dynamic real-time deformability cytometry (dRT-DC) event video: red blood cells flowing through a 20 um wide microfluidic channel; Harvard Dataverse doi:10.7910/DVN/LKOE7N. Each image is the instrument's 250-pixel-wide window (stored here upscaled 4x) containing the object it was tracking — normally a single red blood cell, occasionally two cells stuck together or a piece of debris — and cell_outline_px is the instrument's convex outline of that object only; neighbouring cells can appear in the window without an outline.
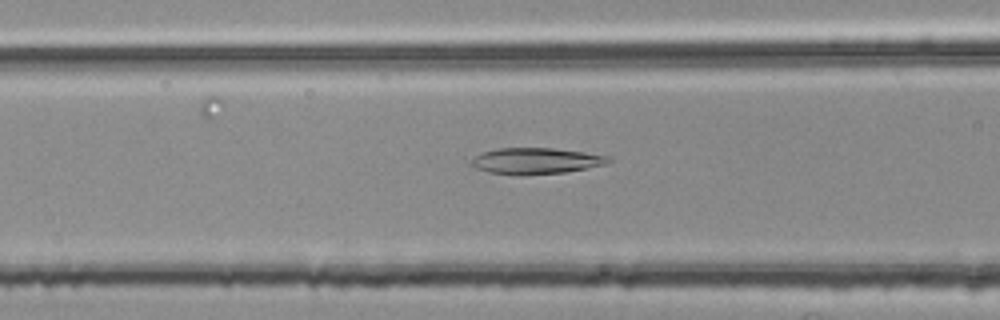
{"species": "common noctule bat (a hibernating species)", "species_latin": "Nyctalus noctula", "temperature_condition": "room temperature", "stored_images_in_passage": 31, "camera_frame_rate_fps": 3000, "um_per_image_px": 0.085, "animal": {"sex": "female", "body_mass_g": 25.1}, "frame": {"image": 1, "passage_image": 7, "time_ms": 2.0, "image_size_px": [1000, 320], "cell_outline_px": [[612, 160], [604, 164], [588, 168], [564, 172], [488, 172], [476, 168], [468, 164], [472, 156], [496, 148], [552, 148], [584, 152], [612, 156]], "centroid_in_image_um": [45.56, 13.62], "position_along_channel_um": 121.0, "area_um2": 20.11}}
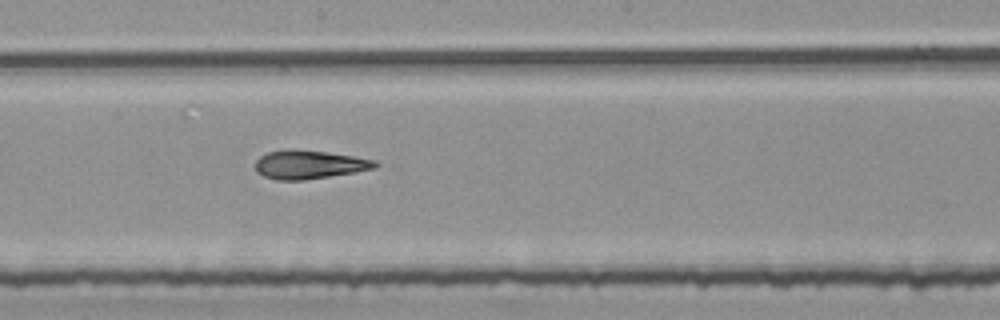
{"frame": {"image": 2, "passage_image": 15, "time_ms": 4.667, "image_size_px": [1000, 320], "cell_outline_px": [[380, 164], [376, 168], [304, 180], [276, 180], [264, 176], [256, 172], [256, 160], [260, 156], [268, 152], [288, 148], [292, 148], [324, 152], [352, 156], [376, 160]], "centroid_in_image_um": [26.25, 13.98], "position_along_channel_um": 221.9, "area_um2": 19.88}}
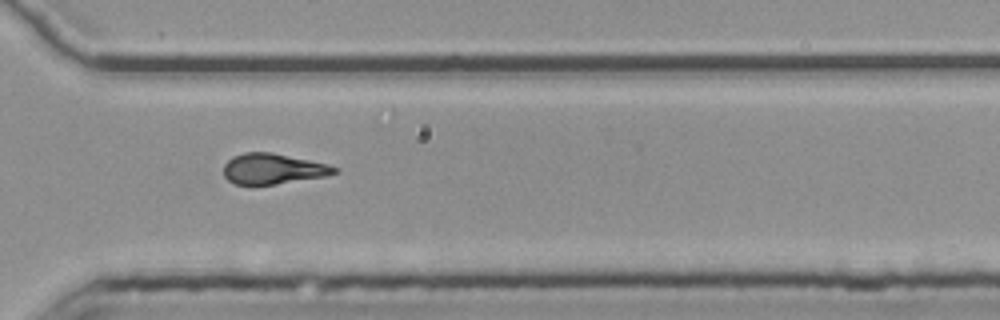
{"frame": {"image": 3, "passage_image": 25, "time_ms": 8.0, "image_size_px": [1000, 320], "cell_outline_px": [[340, 172], [324, 176], [276, 184], [236, 184], [228, 180], [224, 176], [224, 164], [232, 156], [244, 152], [272, 152], [328, 164], [336, 168]], "centroid_in_image_um": [23.18, 14.34], "position_along_channel_um": 347.4, "area_um2": 19.59}, "authors_computed_cell_mechanics": {"area_um2": 19.941, "velocity_mm_per_s": 3.7728, "shape_relaxation_time_tau1_ms": 5.3503, "shape_relaxation_time_tau2_ms": 2.8472, "deformation_change_tau1": 0.18, "deformation_change_tau2": 0.1349}}